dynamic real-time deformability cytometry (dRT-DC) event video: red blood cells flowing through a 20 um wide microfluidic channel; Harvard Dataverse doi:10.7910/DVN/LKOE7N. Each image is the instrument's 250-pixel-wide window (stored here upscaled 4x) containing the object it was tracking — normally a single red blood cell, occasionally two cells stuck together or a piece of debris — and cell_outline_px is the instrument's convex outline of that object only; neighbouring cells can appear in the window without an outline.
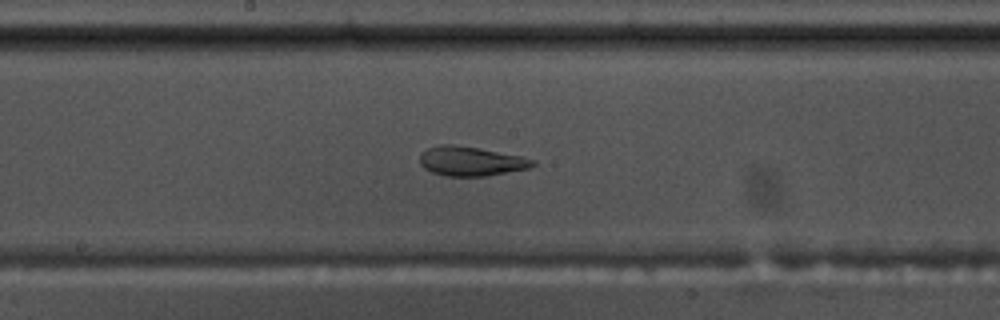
{"species": "common noctule bat (a hibernating species)", "species_latin": "Nyctalus noctula", "temperature_condition": "warm", "stored_images_in_passage": 57, "camera_frame_rate_fps": 3000, "um_per_image_px": 0.085, "animal": {"sex": "male", "body_mass_g": 17.5, "forearm_length_mm": 52.3}, "frame": {"image": 1, "passage_image": 30, "time_ms": 9.667, "image_size_px": [1000, 320], "cell_outline_px": [[536, 164], [528, 168], [484, 176], [444, 176], [432, 172], [424, 168], [420, 164], [420, 156], [428, 148], [440, 144], [456, 144], [520, 156], [536, 160]], "centroid_in_image_um": [40.0, 13.7], "position_along_channel_um": 208.2, "area_um2": 19.13}}
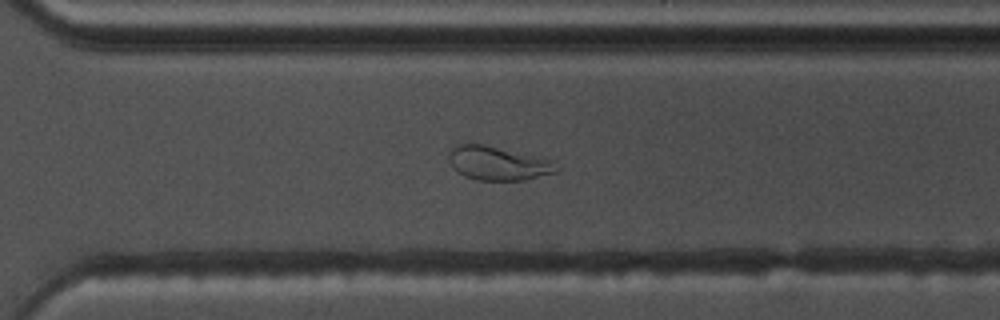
{"frame": {"image": 2, "passage_image": 40, "time_ms": 13.0, "image_size_px": [1000, 320], "cell_outline_px": [[560, 168], [556, 172], [524, 180], [476, 180], [464, 176], [452, 168], [448, 160], [448, 156], [452, 148], [456, 144], [484, 144], [552, 160]], "centroid_in_image_um": [42.3, 13.88], "position_along_channel_um": 328.3, "area_um2": 21.21}}
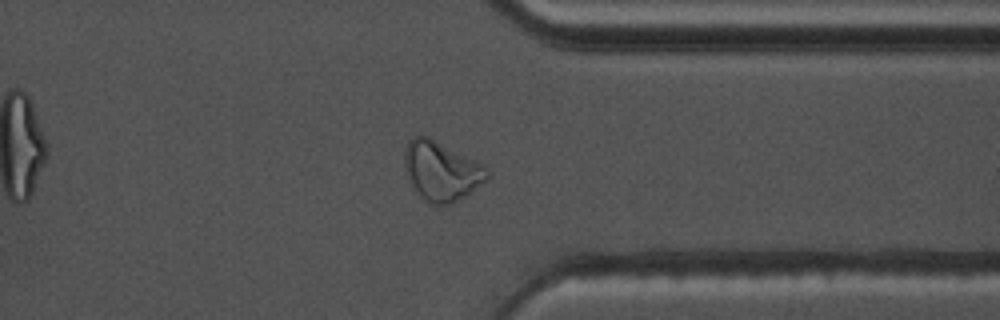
{"frame": {"image": 3, "passage_image": 44, "time_ms": 14.333, "image_size_px": [1000, 320], "cell_outline_px": [[488, 180], [452, 204], [432, 204], [424, 200], [420, 196], [412, 184], [408, 176], [404, 164], [404, 152], [408, 140], [412, 136], [428, 136], [484, 164], [488, 168]], "centroid_in_image_um": [37.53, 14.52], "position_along_channel_um": 373.9, "area_um2": 28.5}, "authors_computed_cell_mechanics": {"area_um2": 24.6228, "velocity_mm_per_s": 3.6041, "shape_relaxation_time_tau1_ms": null, "shape_relaxation_time_tau2_ms": 2.0967, "deformation_change_tau1": null, "deformation_change_tau2": 0.0994}}